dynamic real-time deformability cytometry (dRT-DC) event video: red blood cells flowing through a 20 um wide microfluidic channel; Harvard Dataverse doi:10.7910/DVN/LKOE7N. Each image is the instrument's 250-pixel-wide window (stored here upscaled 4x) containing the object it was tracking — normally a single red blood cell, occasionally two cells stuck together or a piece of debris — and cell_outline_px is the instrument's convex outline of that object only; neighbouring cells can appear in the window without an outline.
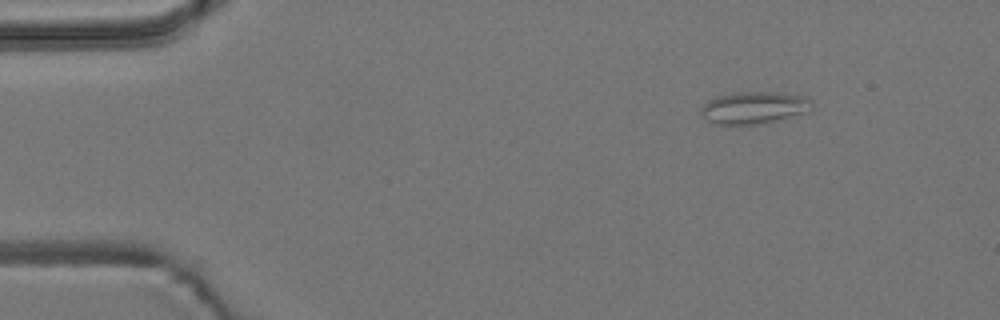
{"species": "common noctule bat (a hibernating species)", "species_latin": "Nyctalus noctula", "temperature_condition": "room temperature", "stored_images_in_passage": 4, "camera_frame_rate_fps": 3000, "um_per_image_px": 0.085, "animal": {"sex": "male", "body_mass_g": 19.2, "forearm_length_mm": 51.8}, "frame": {"image": 1, "passage_image": 1, "time_ms": 0.0, "image_size_px": [1000, 320], "cell_outline_px": [[812, 112], [776, 120], [752, 124], [716, 124], [708, 120], [700, 112], [700, 108], [708, 100], [716, 96], [736, 92], [776, 92], [800, 96], [812, 100]], "centroid_in_image_um": [64.11, 9.14], "position_along_channel_um": 20.9, "area_um2": 20.69}}